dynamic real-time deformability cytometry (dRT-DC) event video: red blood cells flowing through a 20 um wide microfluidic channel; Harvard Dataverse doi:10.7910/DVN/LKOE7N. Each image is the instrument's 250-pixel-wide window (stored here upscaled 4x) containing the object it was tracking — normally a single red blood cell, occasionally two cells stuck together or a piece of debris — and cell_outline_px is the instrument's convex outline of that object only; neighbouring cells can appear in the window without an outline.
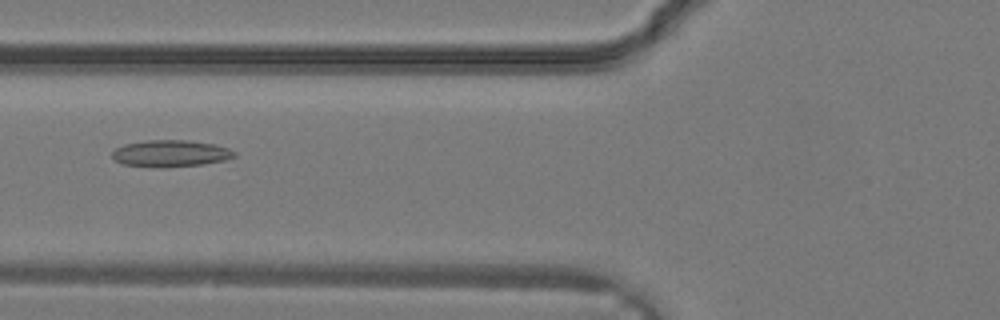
{"species": "common noctule bat (a hibernating species)", "species_latin": "Nyctalus noctula", "temperature_condition": "warm", "stored_images_in_passage": 22, "camera_frame_rate_fps": 3000, "um_per_image_px": 0.085, "animal": {"sex": "male", "body_mass_g": 19.2, "forearm_length_mm": 51.8}, "frame": {"image": 1, "passage_image": 3, "time_ms": 0.667, "image_size_px": [1000, 320], "cell_outline_px": [[236, 156], [224, 160], [204, 164], [164, 168], [152, 168], [124, 164], [116, 160], [112, 156], [112, 152], [116, 148], [124, 144], [148, 140], [188, 140], [212, 144], [228, 148], [236, 152]], "centroid_in_image_um": [14.49, 13.05], "position_along_channel_um": 111.3, "area_um2": 19.13}}
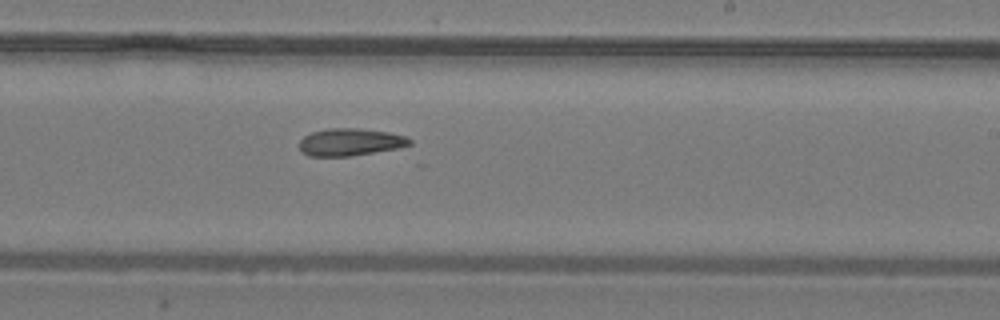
{"frame": {"image": 2, "passage_image": 10, "time_ms": 3.0, "image_size_px": [1000, 320], "cell_outline_px": [[412, 144], [396, 148], [348, 156], [308, 156], [300, 152], [300, 140], [304, 136], [312, 132], [328, 128], [360, 128], [388, 132], [404, 136], [412, 140]], "centroid_in_image_um": [29.73, 12.07], "position_along_channel_um": 259.3, "area_um2": 17.46}}
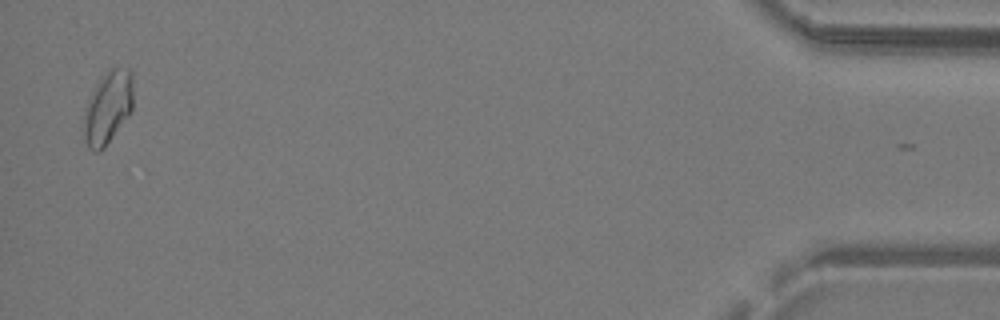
{"frame": {"image": 3, "passage_image": 22, "time_ms": 7.0, "image_size_px": [1000, 320], "cell_outline_px": [[132, 108], [128, 116], [104, 148], [100, 152], [92, 152], [88, 148], [84, 140], [84, 108], [96, 84], [112, 68], [128, 68], [132, 72]], "centroid_in_image_um": [9.15, 9.19], "position_along_channel_um": 426.0, "area_um2": 20.75}}